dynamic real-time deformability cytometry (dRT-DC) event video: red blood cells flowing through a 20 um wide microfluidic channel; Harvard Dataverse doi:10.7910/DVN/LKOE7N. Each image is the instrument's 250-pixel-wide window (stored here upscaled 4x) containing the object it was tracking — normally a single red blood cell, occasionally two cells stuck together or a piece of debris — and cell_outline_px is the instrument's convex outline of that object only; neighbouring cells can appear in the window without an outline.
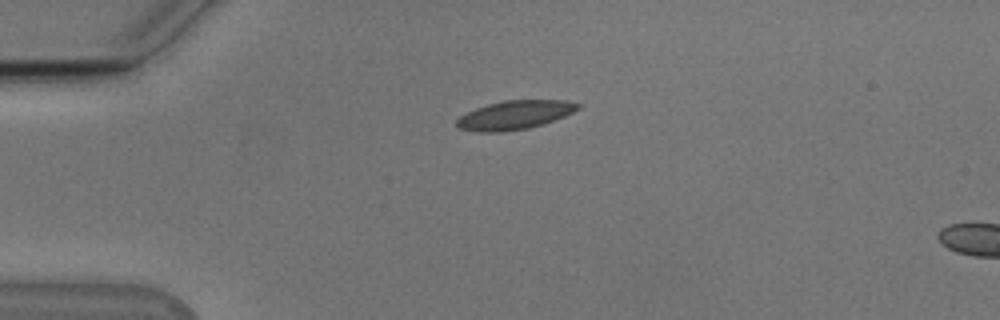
{"species": "Egyptian fruit bat (a non-hibernating species)", "species_latin": "Rousettus aegyptiacus", "temperature_condition": "cold", "stored_images_in_passage": 4, "camera_frame_rate_fps": 3000, "um_per_image_px": 0.085, "animal": {"sex": "male"}, "frame": {"image": 1, "passage_image": 1, "time_ms": 0.0, "image_size_px": [1000, 320], "cell_outline_px": [[584, 104], [580, 108], [564, 116], [544, 124], [528, 128], [504, 132], [480, 132], [460, 128], [456, 124], [456, 120], [460, 116], [476, 108], [488, 104], [504, 100], [564, 100]], "centroid_in_image_um": [43.79, 9.77], "position_along_channel_um": 41.2, "area_um2": 20.35}}